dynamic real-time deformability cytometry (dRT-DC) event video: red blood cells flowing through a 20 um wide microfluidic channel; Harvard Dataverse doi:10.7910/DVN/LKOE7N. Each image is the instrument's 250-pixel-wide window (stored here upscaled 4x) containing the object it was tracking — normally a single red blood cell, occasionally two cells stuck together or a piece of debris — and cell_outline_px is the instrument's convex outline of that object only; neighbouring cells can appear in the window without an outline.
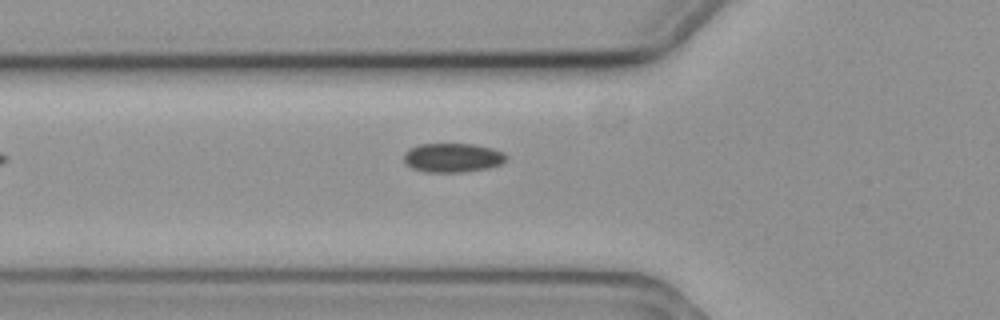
{"species": "common noctule bat (a hibernating species)", "species_latin": "Nyctalus noctula", "temperature_condition": "cold", "stored_images_in_passage": 4, "camera_frame_rate_fps": 3000, "um_per_image_px": 0.085, "animal": {"sex": "female", "body_mass_g": 19.3, "forearm_length_mm": 54.1}, "frame": {"image": 1, "passage_image": 3, "time_ms": 0.667, "image_size_px": [1000, 320], "cell_outline_px": [[508, 156], [500, 164], [488, 168], [460, 172], [428, 172], [412, 168], [404, 164], [404, 152], [408, 148], [420, 144], [476, 144], [492, 148], [504, 152]], "centroid_in_image_um": [38.45, 13.39], "position_along_channel_um": 87.4, "area_um2": 17.46}}